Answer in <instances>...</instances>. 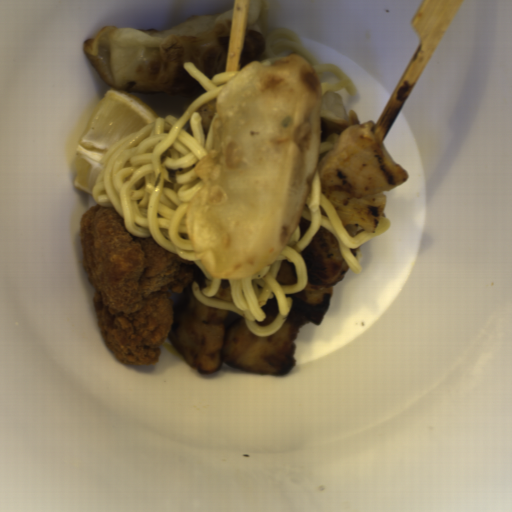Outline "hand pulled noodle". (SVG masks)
Returning <instances> with one entry per match:
<instances>
[{"label":"hand pulled noodle","instance_id":"hand-pulled-noodle-1","mask_svg":"<svg viewBox=\"0 0 512 512\" xmlns=\"http://www.w3.org/2000/svg\"><path fill=\"white\" fill-rule=\"evenodd\" d=\"M183 67L205 92L178 119L157 116L154 123L108 149L91 196L96 205L116 210L130 233L152 237L184 260H192L202 271L205 286L201 288L192 280L188 286L203 305L239 313L253 336L269 338L291 313V297L310 284L301 253L321 228L335 236L347 269L357 274H361L363 267L352 249L371 238L369 232L343 224L321 188L316 169L301 212V216L312 221L304 237L301 238L297 224L282 251L263 269L249 277L229 279L232 302L214 300L212 296L222 287L223 278L211 277L201 264L189 236L186 212L204 182L196 165L214 147L216 100L222 88L240 71L219 72L209 79L192 61H183ZM283 259L296 265L298 283L293 286L276 281ZM269 295L277 297L279 314L273 324L261 327L259 323L266 319L261 306Z\"/></svg>","mask_w":512,"mask_h":512},{"label":"hand pulled noodle","instance_id":"hand-pulled-noodle-2","mask_svg":"<svg viewBox=\"0 0 512 512\" xmlns=\"http://www.w3.org/2000/svg\"><path fill=\"white\" fill-rule=\"evenodd\" d=\"M265 50L262 61L274 56H286L293 52H299L305 56L317 74L337 75L336 82L321 85L322 94L326 91L348 92L351 97L357 90L355 81L341 67L334 63H317L301 37L287 27H281L263 35Z\"/></svg>","mask_w":512,"mask_h":512},{"label":"hand pulled noodle","instance_id":"hand-pulled-noodle-3","mask_svg":"<svg viewBox=\"0 0 512 512\" xmlns=\"http://www.w3.org/2000/svg\"><path fill=\"white\" fill-rule=\"evenodd\" d=\"M341 139V134L332 133L323 142L319 143V157L318 162L323 160L336 146Z\"/></svg>","mask_w":512,"mask_h":512}]
</instances>
